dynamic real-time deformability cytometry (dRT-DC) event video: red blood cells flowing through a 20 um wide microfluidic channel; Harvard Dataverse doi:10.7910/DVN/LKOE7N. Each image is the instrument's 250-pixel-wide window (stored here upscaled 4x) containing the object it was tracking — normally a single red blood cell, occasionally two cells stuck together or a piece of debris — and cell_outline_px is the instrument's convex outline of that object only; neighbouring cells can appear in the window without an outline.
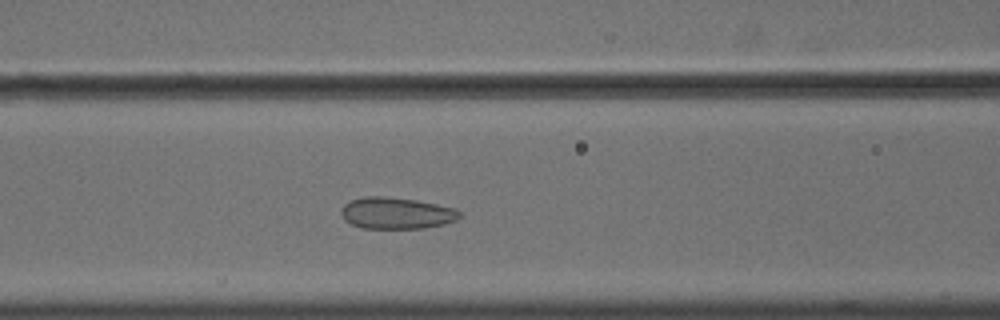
{"species": "common noctule bat (a hibernating species)", "species_latin": "Nyctalus noctula", "temperature_condition": "cold", "stored_images_in_passage": 51, "camera_frame_rate_fps": 3000, "um_per_image_px": 0.085, "animal": {"sex": "male", "body_mass_g": 18.8}, "frame": {"image": 1, "passage_image": 19, "time_ms": 6.0, "image_size_px": [1000, 320], "cell_outline_px": [[460, 216], [456, 220], [444, 224], [424, 228], [360, 228], [344, 220], [340, 212], [340, 208], [344, 204], [352, 200], [364, 196], [384, 196], [416, 200], [456, 208], [460, 212]], "centroid_in_image_um": [33.67, 18.11], "position_along_channel_um": 132.9, "area_um2": 21.85}}
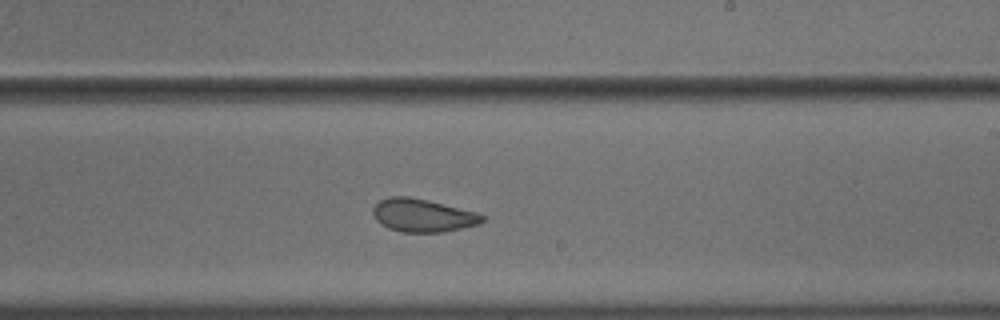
{"frame": {"image": 2, "passage_image": 29, "time_ms": 9.333, "image_size_px": [1000, 320], "cell_outline_px": [[484, 220], [476, 224], [444, 232], [400, 232], [388, 228], [380, 224], [376, 220], [372, 212], [372, 208], [380, 200], [388, 196], [408, 196], [428, 200], [476, 212], [484, 216]], "centroid_in_image_um": [35.87, 18.3], "position_along_channel_um": 253.1, "area_um2": 20.98}}
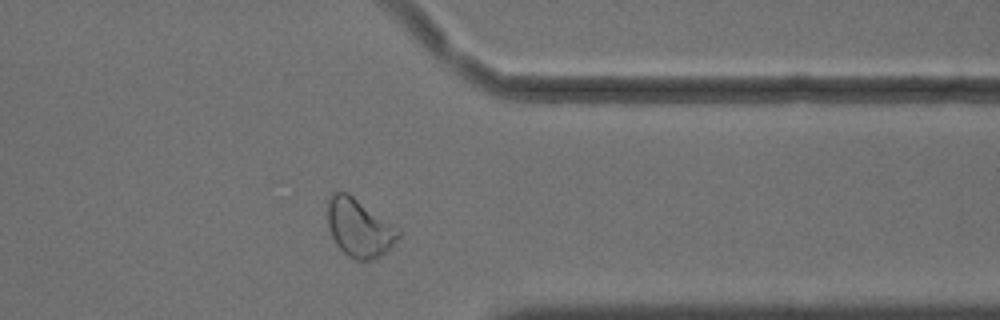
{"frame": {"image": 3, "passage_image": 40, "time_ms": 13.0, "image_size_px": [1000, 320], "cell_outline_px": [[400, 236], [380, 256], [372, 260], [356, 260], [348, 256], [336, 244], [332, 236], [328, 224], [328, 200], [332, 192], [348, 192], [400, 228]], "centroid_in_image_um": [30.54, 19.34], "position_along_channel_um": 380.9, "area_um2": 23.93}, "authors_computed_cell_mechanics": {"area_um2": 23.9292, "velocity_mm_per_s": 3.6082, "shape_relaxation_time_tau1_ms": null, "shape_relaxation_time_tau2_ms": 1.1602, "deformation_change_tau1": null, "deformation_change_tau2": 0.0625}}